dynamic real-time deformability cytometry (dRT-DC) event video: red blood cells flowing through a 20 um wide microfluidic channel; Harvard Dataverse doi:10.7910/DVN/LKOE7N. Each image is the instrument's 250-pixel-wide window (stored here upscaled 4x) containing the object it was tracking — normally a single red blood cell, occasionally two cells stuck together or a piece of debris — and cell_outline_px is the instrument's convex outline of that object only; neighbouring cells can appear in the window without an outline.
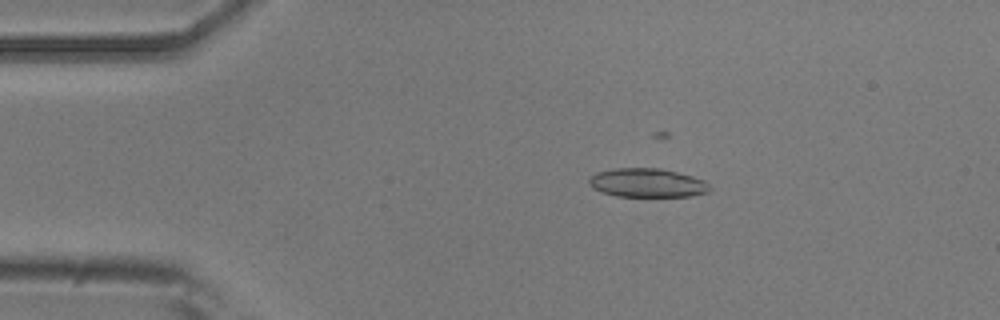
{"species": "common noctule bat (a hibernating species)", "species_latin": "Nyctalus noctula", "temperature_condition": "room temperature", "stored_images_in_passage": 19, "camera_frame_rate_fps": 3000, "um_per_image_px": 0.085, "animal": {"sex": "male", "body_mass_g": 20.5, "forearm_length_mm": 52.5}, "frame": {"image": 1, "passage_image": 9, "time_ms": 2.667, "image_size_px": [1000, 320], "cell_outline_px": [[712, 188], [708, 192], [692, 196], [616, 196], [600, 192], [592, 188], [588, 184], [588, 180], [596, 172], [612, 168], [660, 168], [692, 176], [704, 180]], "centroid_in_image_um": [54.99, 15.54], "position_along_channel_um": 30.0, "area_um2": 20.4}}
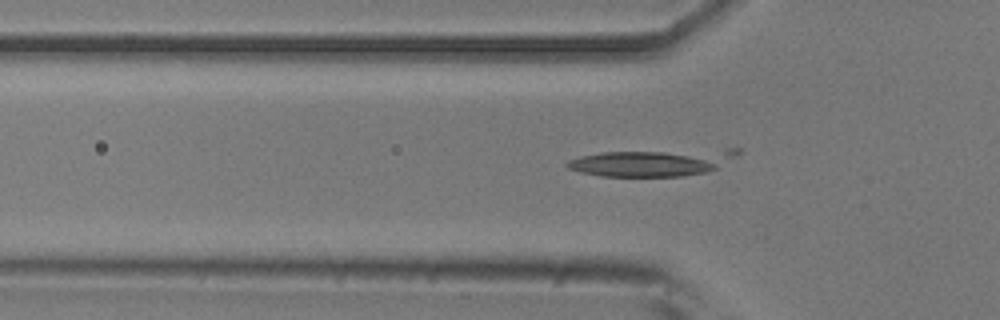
{"frame": {"image": 2, "passage_image": 16, "time_ms": 5.0, "image_size_px": [1000, 320], "cell_outline_px": [[716, 168], [704, 172], [684, 176], [600, 176], [580, 172], [568, 168], [564, 164], [568, 160], [580, 156], [600, 152], [664, 152], [716, 160]], "centroid_in_image_um": [54.41, 13.96], "position_along_channel_um": 71.4, "area_um2": 21.85}}